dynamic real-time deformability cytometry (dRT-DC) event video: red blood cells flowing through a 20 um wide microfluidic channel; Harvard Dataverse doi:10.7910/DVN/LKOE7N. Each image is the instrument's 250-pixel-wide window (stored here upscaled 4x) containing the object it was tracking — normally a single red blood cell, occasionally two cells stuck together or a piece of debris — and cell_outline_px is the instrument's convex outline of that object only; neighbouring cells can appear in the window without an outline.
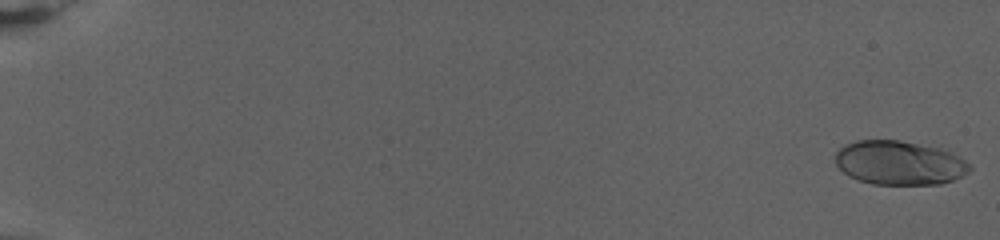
{"species": "human", "species_latin": "Homo sapiens", "temperature_condition": "warm", "stored_images_in_passage": 25, "camera_frame_rate_fps": 3000, "um_per_image_px": 0.085, "donor": {"sex": "female"}, "frame": {"image": 1, "passage_image": 1, "time_ms": 0.0, "image_size_px": [1000, 240], "cell_outline_px": [[972, 168], [968, 172], [952, 180], [940, 184], [872, 184], [856, 180], [848, 176], [836, 164], [836, 152], [844, 144], [856, 140], [900, 140], [940, 148], [952, 152], [964, 160]], "centroid_in_image_um": [76.42, 13.84], "position_along_channel_um": 8.6, "area_um2": 34.51}}
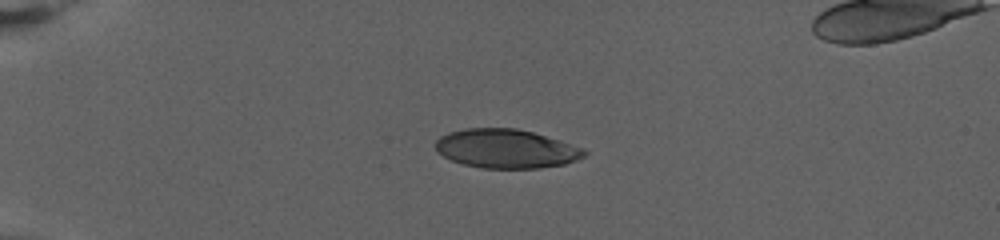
{"frame": {"image": 2, "passage_image": 19, "time_ms": 6.0, "image_size_px": [1000, 240], "cell_outline_px": [[588, 152], [584, 156], [576, 160], [564, 164], [540, 168], [484, 168], [464, 164], [452, 160], [436, 152], [436, 140], [440, 136], [448, 132], [464, 128], [516, 128], [532, 132], [560, 140], [584, 148]], "centroid_in_image_um": [43.02, 12.63], "position_along_channel_um": 42.0, "area_um2": 33.76}}
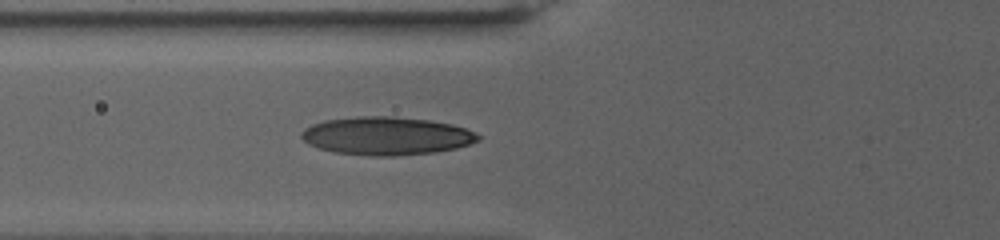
{"frame": {"image": 3, "passage_image": 25, "time_ms": 8.0, "image_size_px": [1000, 240], "cell_outline_px": [[480, 140], [456, 148], [436, 152], [392, 156], [372, 156], [332, 152], [308, 144], [300, 136], [300, 132], [304, 128], [312, 124], [324, 120], [356, 116], [392, 116], [428, 120], [452, 124], [476, 132], [480, 136]], "centroid_in_image_um": [32.82, 11.55], "position_along_channel_um": 93.0, "area_um2": 39.42}}